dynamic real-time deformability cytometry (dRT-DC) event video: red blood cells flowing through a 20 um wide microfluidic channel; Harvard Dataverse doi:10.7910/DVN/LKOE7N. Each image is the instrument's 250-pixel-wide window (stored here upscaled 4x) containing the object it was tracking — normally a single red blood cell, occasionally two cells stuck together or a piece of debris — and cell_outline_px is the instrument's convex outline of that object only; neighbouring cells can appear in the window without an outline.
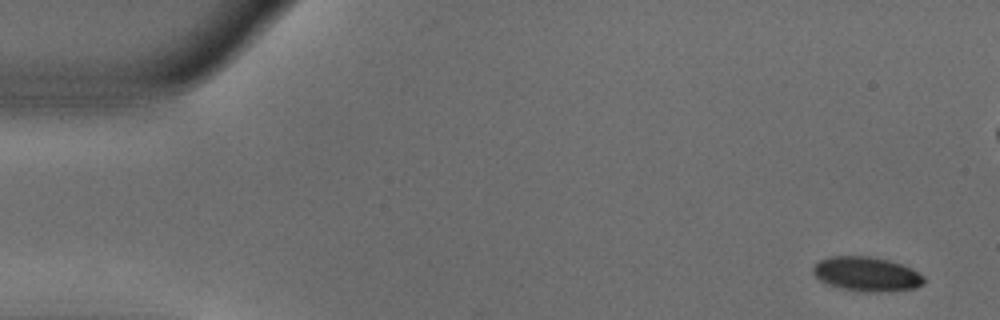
{"species": "common noctule bat (a hibernating species)", "species_latin": "Nyctalus noctula", "temperature_condition": "warm", "stored_images_in_passage": 46, "camera_frame_rate_fps": 3000, "um_per_image_px": 0.085, "animal": {"sex": "male", "body_mass_g": 18.8}, "frame": {"image": 1, "passage_image": 1, "time_ms": 0.0, "image_size_px": [1000, 320], "cell_outline_px": [[924, 284], [916, 288], [876, 292], [868, 292], [840, 288], [828, 284], [820, 280], [812, 272], [812, 268], [820, 260], [828, 256], [872, 256], [888, 260], [912, 268], [924, 276]], "centroid_in_image_um": [73.67, 23.29], "position_along_channel_um": 11.3, "area_um2": 22.2}}
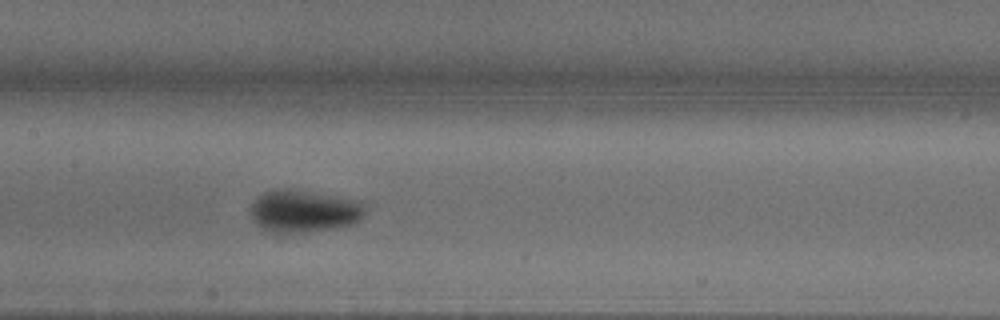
{"frame": {"image": 2, "passage_image": 24, "time_ms": 7.667, "image_size_px": [1000, 320], "cell_outline_px": [[368, 204], [364, 216], [360, 220], [352, 224], [336, 228], [284, 232], [268, 232], [260, 228], [252, 220], [248, 212], [248, 208], [264, 192], [284, 188], [288, 188], [364, 200]], "centroid_in_image_um": [25.87, 17.92], "position_along_channel_um": 181.5, "area_um2": 28.67}}
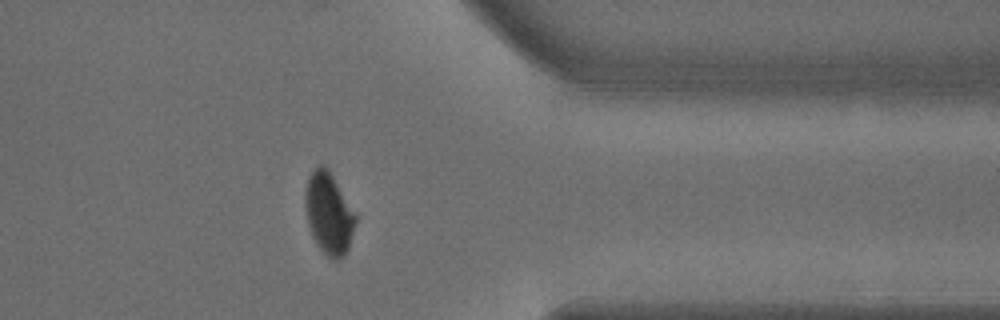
{"frame": {"image": 3, "passage_image": 41, "time_ms": 13.333, "image_size_px": [1000, 320], "cell_outline_px": [[356, 220], [348, 248], [344, 256], [340, 260], [332, 260], [316, 244], [312, 236], [308, 224], [304, 204], [304, 196], [308, 176], [320, 164], [324, 164], [328, 168], [356, 212]], "centroid_in_image_um": [27.94, 18.13], "position_along_channel_um": 383.5, "area_um2": 24.1}}